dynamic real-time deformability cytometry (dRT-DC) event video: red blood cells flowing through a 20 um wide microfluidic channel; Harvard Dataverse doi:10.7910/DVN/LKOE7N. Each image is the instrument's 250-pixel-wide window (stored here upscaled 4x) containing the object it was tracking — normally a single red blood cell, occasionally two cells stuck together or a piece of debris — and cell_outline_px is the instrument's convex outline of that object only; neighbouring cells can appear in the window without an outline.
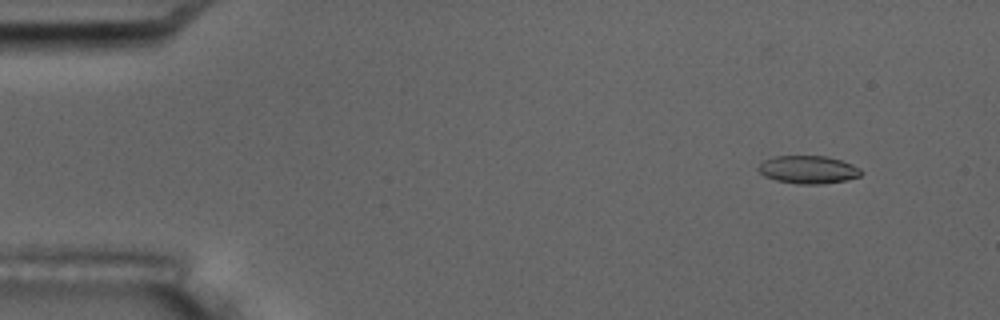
{"species": "common noctule bat (a hibernating species)", "species_latin": "Nyctalus noctula", "temperature_condition": "room temperature", "stored_images_in_passage": 12, "camera_frame_rate_fps": 3000, "um_per_image_px": 0.085, "animal": {"sex": "male", "body_mass_g": 17.5, "forearm_length_mm": 52.3}, "frame": {"image": 1, "passage_image": 1, "time_ms": 0.0, "image_size_px": [1000, 320], "cell_outline_px": [[864, 172], [860, 176], [844, 180], [824, 184], [800, 184], [776, 180], [764, 176], [756, 168], [764, 160], [772, 156], [828, 156], [852, 164], [860, 168]], "centroid_in_image_um": [68.7, 14.41], "position_along_channel_um": 16.3, "area_um2": 16.76}}
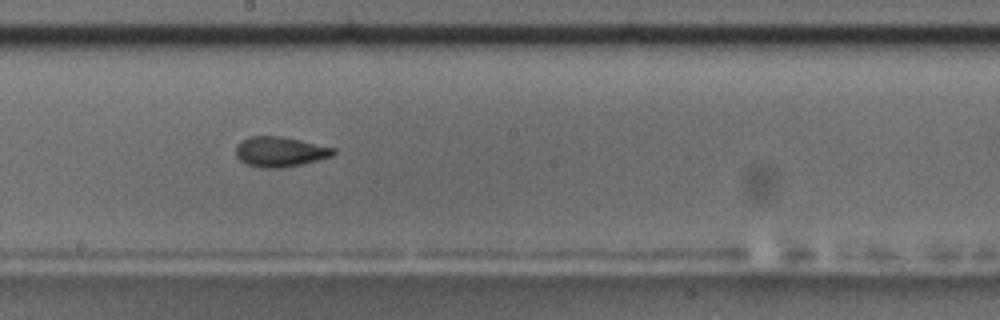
{"frame": {"image": 2, "passage_image": 9, "time_ms": 9.0, "image_size_px": [1000, 320], "cell_outline_px": [[336, 152], [332, 156], [300, 164], [280, 168], [260, 168], [248, 164], [240, 160], [236, 156], [236, 144], [240, 140], [248, 136], [280, 136], [300, 140], [336, 148]], "centroid_in_image_um": [23.77, 12.88], "position_along_channel_um": 224.4, "area_um2": 17.11}}